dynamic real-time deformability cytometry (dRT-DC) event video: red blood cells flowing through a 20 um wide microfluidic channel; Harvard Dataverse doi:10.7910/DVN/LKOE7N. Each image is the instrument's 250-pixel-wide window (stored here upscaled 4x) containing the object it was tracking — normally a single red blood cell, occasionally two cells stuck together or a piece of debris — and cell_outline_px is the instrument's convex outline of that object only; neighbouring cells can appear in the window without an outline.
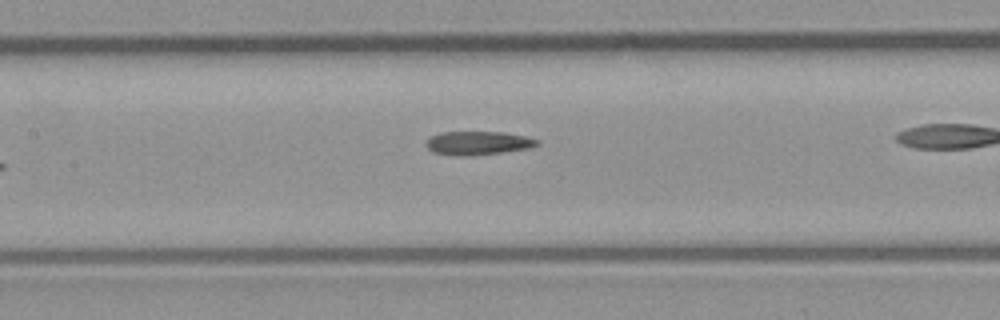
{"species": "common noctule bat (a hibernating species)", "species_latin": "Nyctalus noctula", "temperature_condition": "room temperature", "stored_images_in_passage": 9, "camera_frame_rate_fps": 3000, "um_per_image_px": 0.085, "animal": {"sex": "male", "body_mass_g": 23.1, "forearm_length_mm": 52.7}, "frame": {"image": 1, "passage_image": 8, "time_ms": 9.0, "image_size_px": [1000, 320], "cell_outline_px": [[540, 144], [528, 148], [500, 152], [432, 152], [428, 148], [428, 140], [432, 136], [440, 132], [504, 132], [524, 136], [540, 140]], "centroid_in_image_um": [40.74, 12.08], "position_along_channel_um": 166.7, "area_um2": 13.93}}